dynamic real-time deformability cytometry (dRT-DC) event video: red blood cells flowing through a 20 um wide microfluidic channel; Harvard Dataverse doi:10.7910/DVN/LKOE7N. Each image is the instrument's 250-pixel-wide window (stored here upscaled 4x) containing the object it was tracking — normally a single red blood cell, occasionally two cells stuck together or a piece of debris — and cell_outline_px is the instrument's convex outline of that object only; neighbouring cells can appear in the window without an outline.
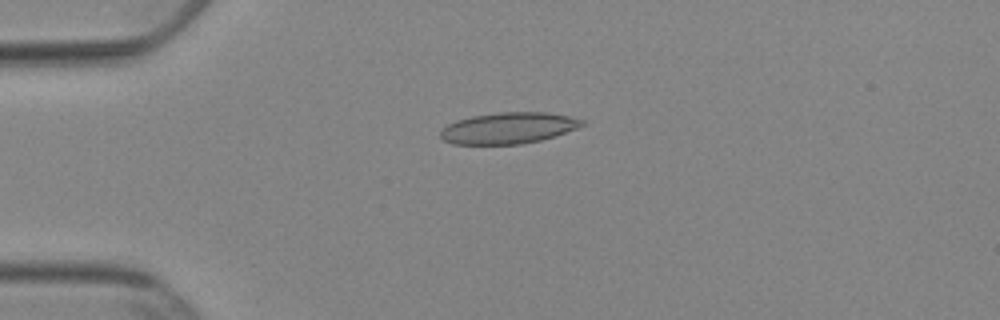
{"species": "Egyptian fruit bat (a non-hibernating species)", "species_latin": "Rousettus aegyptiacus", "temperature_condition": "cold", "stored_images_in_passage": 52, "camera_frame_rate_fps": 3000, "um_per_image_px": 0.085, "animal": {"sex": "female"}, "frame": {"image": 1, "passage_image": 13, "time_ms": 4.0, "image_size_px": [1000, 320], "cell_outline_px": [[588, 124], [556, 136], [524, 144], [452, 144], [444, 140], [440, 136], [440, 132], [448, 124], [456, 120], [472, 116], [500, 112], [548, 112], [568, 116], [584, 120]], "centroid_in_image_um": [43.26, 10.88], "position_along_channel_um": 41.7, "area_um2": 25.89}}
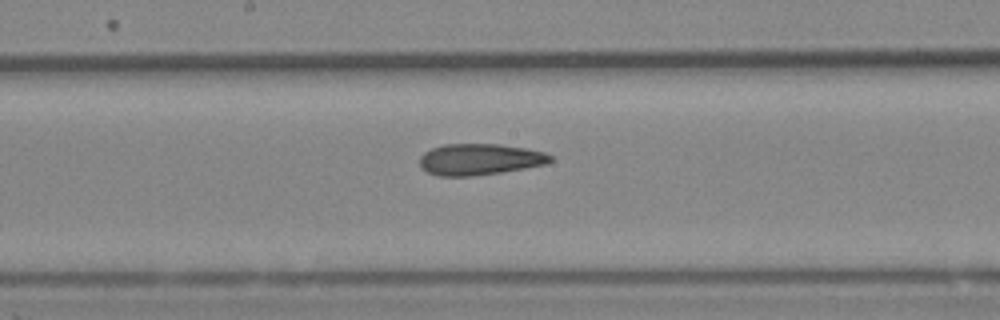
{"frame": {"image": 2, "passage_image": 28, "time_ms": 9.0, "image_size_px": [1000, 320], "cell_outline_px": [[552, 160], [544, 164], [524, 168], [500, 172], [472, 176], [440, 176], [428, 172], [420, 168], [420, 156], [424, 152], [432, 148], [444, 144], [500, 144], [524, 148], [544, 152], [552, 156]], "centroid_in_image_um": [40.73, 13.54], "position_along_channel_um": 207.5, "area_um2": 23.7}}
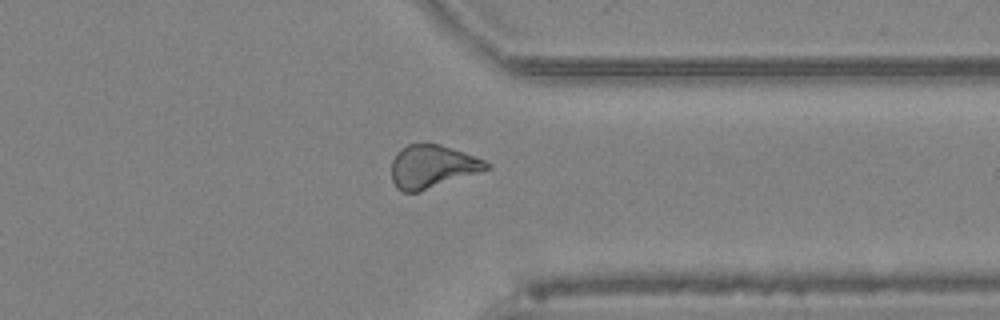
{"frame": {"image": 3, "passage_image": 41, "time_ms": 13.333, "image_size_px": [1000, 320], "cell_outline_px": [[492, 168], [420, 192], [404, 192], [396, 188], [392, 180], [392, 160], [396, 152], [400, 148], [408, 144], [440, 144], [464, 152], [484, 160], [492, 164]], "centroid_in_image_um": [36.75, 14.16], "position_along_channel_um": 374.7, "area_um2": 23.99}, "authors_computed_cell_mechanics": {"area_um2": 24.6806, "velocity_mm_per_s": 3.8969, "shape_relaxation_time_tau1_ms": null, "shape_relaxation_time_tau2_ms": 7.5058, "deformation_change_tau1": null, "deformation_change_tau2": 0.1734}}